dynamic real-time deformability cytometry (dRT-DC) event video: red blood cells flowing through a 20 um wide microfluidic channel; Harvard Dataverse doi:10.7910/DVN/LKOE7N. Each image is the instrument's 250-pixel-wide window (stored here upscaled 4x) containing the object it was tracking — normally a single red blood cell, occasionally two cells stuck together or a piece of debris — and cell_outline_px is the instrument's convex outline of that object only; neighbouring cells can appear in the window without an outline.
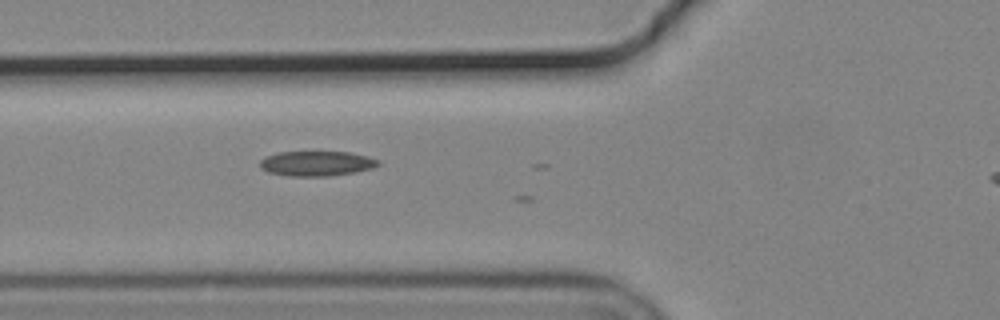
{"species": "common noctule bat (a hibernating species)", "species_latin": "Nyctalus noctula", "temperature_condition": "cold", "stored_images_in_passage": 6, "camera_frame_rate_fps": 3000, "um_per_image_px": 0.085, "animal": {"sex": "male", "body_mass_g": 19.2, "forearm_length_mm": 51.8}, "frame": {"image": 1, "passage_image": 4, "time_ms": 1.0, "image_size_px": [1000, 320], "cell_outline_px": [[380, 164], [372, 168], [332, 176], [288, 176], [268, 172], [260, 168], [260, 160], [264, 156], [276, 152], [348, 152], [368, 156], [380, 160]], "centroid_in_image_um": [26.88, 13.89], "position_along_channel_um": 98.9, "area_um2": 17.28}}